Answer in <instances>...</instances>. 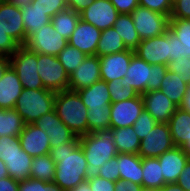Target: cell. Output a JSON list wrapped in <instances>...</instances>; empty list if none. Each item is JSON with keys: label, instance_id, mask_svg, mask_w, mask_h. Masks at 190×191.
Listing matches in <instances>:
<instances>
[{"label": "cell", "instance_id": "6f0895ef", "mask_svg": "<svg viewBox=\"0 0 190 191\" xmlns=\"http://www.w3.org/2000/svg\"><path fill=\"white\" fill-rule=\"evenodd\" d=\"M10 67V59L7 55L0 56V79L3 77L6 70Z\"/></svg>", "mask_w": 190, "mask_h": 191}, {"label": "cell", "instance_id": "277c9868", "mask_svg": "<svg viewBox=\"0 0 190 191\" xmlns=\"http://www.w3.org/2000/svg\"><path fill=\"white\" fill-rule=\"evenodd\" d=\"M167 70V65L148 64L135 54L121 83L126 87H133L142 95L147 91L159 90Z\"/></svg>", "mask_w": 190, "mask_h": 191}, {"label": "cell", "instance_id": "6da1fadb", "mask_svg": "<svg viewBox=\"0 0 190 191\" xmlns=\"http://www.w3.org/2000/svg\"><path fill=\"white\" fill-rule=\"evenodd\" d=\"M49 154L56 163L54 184L68 191L86 181L88 164L79 144V136L65 145L52 147Z\"/></svg>", "mask_w": 190, "mask_h": 191}, {"label": "cell", "instance_id": "8fae6325", "mask_svg": "<svg viewBox=\"0 0 190 191\" xmlns=\"http://www.w3.org/2000/svg\"><path fill=\"white\" fill-rule=\"evenodd\" d=\"M148 64L167 65L170 62V30L150 39H143L134 50Z\"/></svg>", "mask_w": 190, "mask_h": 191}, {"label": "cell", "instance_id": "2e32d148", "mask_svg": "<svg viewBox=\"0 0 190 191\" xmlns=\"http://www.w3.org/2000/svg\"><path fill=\"white\" fill-rule=\"evenodd\" d=\"M141 96L144 109L151 114L157 123H168L178 108L161 90L147 91Z\"/></svg>", "mask_w": 190, "mask_h": 191}, {"label": "cell", "instance_id": "ffe728a7", "mask_svg": "<svg viewBox=\"0 0 190 191\" xmlns=\"http://www.w3.org/2000/svg\"><path fill=\"white\" fill-rule=\"evenodd\" d=\"M101 30L79 19L75 30L68 39V44L88 55H96V48L101 37Z\"/></svg>", "mask_w": 190, "mask_h": 191}, {"label": "cell", "instance_id": "9c48e42d", "mask_svg": "<svg viewBox=\"0 0 190 191\" xmlns=\"http://www.w3.org/2000/svg\"><path fill=\"white\" fill-rule=\"evenodd\" d=\"M68 44V40L59 34L52 23L42 27L26 41L25 47L37 54L57 56Z\"/></svg>", "mask_w": 190, "mask_h": 191}, {"label": "cell", "instance_id": "7dc6e473", "mask_svg": "<svg viewBox=\"0 0 190 191\" xmlns=\"http://www.w3.org/2000/svg\"><path fill=\"white\" fill-rule=\"evenodd\" d=\"M170 18L190 19V0H173Z\"/></svg>", "mask_w": 190, "mask_h": 191}, {"label": "cell", "instance_id": "4316f807", "mask_svg": "<svg viewBox=\"0 0 190 191\" xmlns=\"http://www.w3.org/2000/svg\"><path fill=\"white\" fill-rule=\"evenodd\" d=\"M187 87L188 84L182 81V78L177 73L167 70L159 90L179 107Z\"/></svg>", "mask_w": 190, "mask_h": 191}, {"label": "cell", "instance_id": "8d00e7d4", "mask_svg": "<svg viewBox=\"0 0 190 191\" xmlns=\"http://www.w3.org/2000/svg\"><path fill=\"white\" fill-rule=\"evenodd\" d=\"M87 55L80 51L78 48H74L70 44L57 55L59 62L63 65L66 73L70 75L73 73L80 64L85 60Z\"/></svg>", "mask_w": 190, "mask_h": 191}, {"label": "cell", "instance_id": "816d5d0a", "mask_svg": "<svg viewBox=\"0 0 190 191\" xmlns=\"http://www.w3.org/2000/svg\"><path fill=\"white\" fill-rule=\"evenodd\" d=\"M18 191H44V181L31 178L20 181Z\"/></svg>", "mask_w": 190, "mask_h": 191}, {"label": "cell", "instance_id": "9f6ffc18", "mask_svg": "<svg viewBox=\"0 0 190 191\" xmlns=\"http://www.w3.org/2000/svg\"><path fill=\"white\" fill-rule=\"evenodd\" d=\"M19 182L7 176L0 179V191H18Z\"/></svg>", "mask_w": 190, "mask_h": 191}, {"label": "cell", "instance_id": "30bf717a", "mask_svg": "<svg viewBox=\"0 0 190 191\" xmlns=\"http://www.w3.org/2000/svg\"><path fill=\"white\" fill-rule=\"evenodd\" d=\"M168 123H157L140 142L138 154L142 158H158L174 147Z\"/></svg>", "mask_w": 190, "mask_h": 191}, {"label": "cell", "instance_id": "5b68a950", "mask_svg": "<svg viewBox=\"0 0 190 191\" xmlns=\"http://www.w3.org/2000/svg\"><path fill=\"white\" fill-rule=\"evenodd\" d=\"M56 92L48 89L23 88L14 109L25 124H33L42 115L54 110Z\"/></svg>", "mask_w": 190, "mask_h": 191}, {"label": "cell", "instance_id": "6125c7cd", "mask_svg": "<svg viewBox=\"0 0 190 191\" xmlns=\"http://www.w3.org/2000/svg\"><path fill=\"white\" fill-rule=\"evenodd\" d=\"M11 4L16 5L17 7L23 8L28 4H31L33 0H5Z\"/></svg>", "mask_w": 190, "mask_h": 191}, {"label": "cell", "instance_id": "d6a6232c", "mask_svg": "<svg viewBox=\"0 0 190 191\" xmlns=\"http://www.w3.org/2000/svg\"><path fill=\"white\" fill-rule=\"evenodd\" d=\"M56 163L50 154L33 157L30 169V178L45 182H53Z\"/></svg>", "mask_w": 190, "mask_h": 191}, {"label": "cell", "instance_id": "52a82bcc", "mask_svg": "<svg viewBox=\"0 0 190 191\" xmlns=\"http://www.w3.org/2000/svg\"><path fill=\"white\" fill-rule=\"evenodd\" d=\"M37 70L45 89L54 92L69 90V75L57 56L37 54Z\"/></svg>", "mask_w": 190, "mask_h": 191}, {"label": "cell", "instance_id": "7a4b0ae2", "mask_svg": "<svg viewBox=\"0 0 190 191\" xmlns=\"http://www.w3.org/2000/svg\"><path fill=\"white\" fill-rule=\"evenodd\" d=\"M79 144L82 147L88 164L86 180L98 177L100 166L118 154L110 130L80 136Z\"/></svg>", "mask_w": 190, "mask_h": 191}, {"label": "cell", "instance_id": "91938a15", "mask_svg": "<svg viewBox=\"0 0 190 191\" xmlns=\"http://www.w3.org/2000/svg\"><path fill=\"white\" fill-rule=\"evenodd\" d=\"M159 191H185L178 183H167Z\"/></svg>", "mask_w": 190, "mask_h": 191}, {"label": "cell", "instance_id": "db71d44e", "mask_svg": "<svg viewBox=\"0 0 190 191\" xmlns=\"http://www.w3.org/2000/svg\"><path fill=\"white\" fill-rule=\"evenodd\" d=\"M93 2L94 0H66L67 8L76 13L82 12Z\"/></svg>", "mask_w": 190, "mask_h": 191}, {"label": "cell", "instance_id": "e575fe53", "mask_svg": "<svg viewBox=\"0 0 190 191\" xmlns=\"http://www.w3.org/2000/svg\"><path fill=\"white\" fill-rule=\"evenodd\" d=\"M79 19V13L67 8L53 16L51 23L53 28L68 40L75 30Z\"/></svg>", "mask_w": 190, "mask_h": 191}, {"label": "cell", "instance_id": "5bb4252c", "mask_svg": "<svg viewBox=\"0 0 190 191\" xmlns=\"http://www.w3.org/2000/svg\"><path fill=\"white\" fill-rule=\"evenodd\" d=\"M0 27L20 46L26 43V32L20 7L0 0Z\"/></svg>", "mask_w": 190, "mask_h": 191}, {"label": "cell", "instance_id": "f5cc1de1", "mask_svg": "<svg viewBox=\"0 0 190 191\" xmlns=\"http://www.w3.org/2000/svg\"><path fill=\"white\" fill-rule=\"evenodd\" d=\"M177 183L185 190L190 191V159L185 164Z\"/></svg>", "mask_w": 190, "mask_h": 191}, {"label": "cell", "instance_id": "4dcf8cb0", "mask_svg": "<svg viewBox=\"0 0 190 191\" xmlns=\"http://www.w3.org/2000/svg\"><path fill=\"white\" fill-rule=\"evenodd\" d=\"M127 50L120 35L114 27L101 32V37L97 44L96 55L102 57Z\"/></svg>", "mask_w": 190, "mask_h": 191}, {"label": "cell", "instance_id": "11a10c76", "mask_svg": "<svg viewBox=\"0 0 190 191\" xmlns=\"http://www.w3.org/2000/svg\"><path fill=\"white\" fill-rule=\"evenodd\" d=\"M142 185L135 184L131 181H116L114 191H143Z\"/></svg>", "mask_w": 190, "mask_h": 191}, {"label": "cell", "instance_id": "836d02e7", "mask_svg": "<svg viewBox=\"0 0 190 191\" xmlns=\"http://www.w3.org/2000/svg\"><path fill=\"white\" fill-rule=\"evenodd\" d=\"M25 127V122L17 111L0 109V136H19Z\"/></svg>", "mask_w": 190, "mask_h": 191}, {"label": "cell", "instance_id": "d4e9b609", "mask_svg": "<svg viewBox=\"0 0 190 191\" xmlns=\"http://www.w3.org/2000/svg\"><path fill=\"white\" fill-rule=\"evenodd\" d=\"M168 124L174 145L182 147L190 138V113L178 107Z\"/></svg>", "mask_w": 190, "mask_h": 191}, {"label": "cell", "instance_id": "e0dca14e", "mask_svg": "<svg viewBox=\"0 0 190 191\" xmlns=\"http://www.w3.org/2000/svg\"><path fill=\"white\" fill-rule=\"evenodd\" d=\"M134 55V50L127 49L119 53L99 57L101 80L110 82L114 79H122Z\"/></svg>", "mask_w": 190, "mask_h": 191}, {"label": "cell", "instance_id": "d6986e66", "mask_svg": "<svg viewBox=\"0 0 190 191\" xmlns=\"http://www.w3.org/2000/svg\"><path fill=\"white\" fill-rule=\"evenodd\" d=\"M21 148L31 157L42 156L50 153V138L34 124H25L18 136Z\"/></svg>", "mask_w": 190, "mask_h": 191}, {"label": "cell", "instance_id": "484cf974", "mask_svg": "<svg viewBox=\"0 0 190 191\" xmlns=\"http://www.w3.org/2000/svg\"><path fill=\"white\" fill-rule=\"evenodd\" d=\"M118 153L138 154L141 140L133 130V126L110 128Z\"/></svg>", "mask_w": 190, "mask_h": 191}, {"label": "cell", "instance_id": "44dd1931", "mask_svg": "<svg viewBox=\"0 0 190 191\" xmlns=\"http://www.w3.org/2000/svg\"><path fill=\"white\" fill-rule=\"evenodd\" d=\"M187 153L178 146L164 152L158 157L164 183H177L179 176L189 160Z\"/></svg>", "mask_w": 190, "mask_h": 191}, {"label": "cell", "instance_id": "7402d4cb", "mask_svg": "<svg viewBox=\"0 0 190 191\" xmlns=\"http://www.w3.org/2000/svg\"><path fill=\"white\" fill-rule=\"evenodd\" d=\"M22 90L20 79L10 66L0 79V109L14 108Z\"/></svg>", "mask_w": 190, "mask_h": 191}, {"label": "cell", "instance_id": "03108f58", "mask_svg": "<svg viewBox=\"0 0 190 191\" xmlns=\"http://www.w3.org/2000/svg\"><path fill=\"white\" fill-rule=\"evenodd\" d=\"M190 158V138L186 141V143L181 147Z\"/></svg>", "mask_w": 190, "mask_h": 191}, {"label": "cell", "instance_id": "f546056e", "mask_svg": "<svg viewBox=\"0 0 190 191\" xmlns=\"http://www.w3.org/2000/svg\"><path fill=\"white\" fill-rule=\"evenodd\" d=\"M142 168L143 188L159 190L163 185H165L161 165L158 158H142Z\"/></svg>", "mask_w": 190, "mask_h": 191}, {"label": "cell", "instance_id": "ab89813d", "mask_svg": "<svg viewBox=\"0 0 190 191\" xmlns=\"http://www.w3.org/2000/svg\"><path fill=\"white\" fill-rule=\"evenodd\" d=\"M21 149L18 136H0V159L4 163L8 158L18 154Z\"/></svg>", "mask_w": 190, "mask_h": 191}, {"label": "cell", "instance_id": "d590c367", "mask_svg": "<svg viewBox=\"0 0 190 191\" xmlns=\"http://www.w3.org/2000/svg\"><path fill=\"white\" fill-rule=\"evenodd\" d=\"M111 105L103 108L88 109V133L102 132L110 130Z\"/></svg>", "mask_w": 190, "mask_h": 191}, {"label": "cell", "instance_id": "f35d334b", "mask_svg": "<svg viewBox=\"0 0 190 191\" xmlns=\"http://www.w3.org/2000/svg\"><path fill=\"white\" fill-rule=\"evenodd\" d=\"M111 103L128 100L136 97L138 93L133 87H126L121 83V79H114L107 82Z\"/></svg>", "mask_w": 190, "mask_h": 191}, {"label": "cell", "instance_id": "94428289", "mask_svg": "<svg viewBox=\"0 0 190 191\" xmlns=\"http://www.w3.org/2000/svg\"><path fill=\"white\" fill-rule=\"evenodd\" d=\"M44 191H64L59 185L53 182L44 181Z\"/></svg>", "mask_w": 190, "mask_h": 191}, {"label": "cell", "instance_id": "e7e4bbea", "mask_svg": "<svg viewBox=\"0 0 190 191\" xmlns=\"http://www.w3.org/2000/svg\"><path fill=\"white\" fill-rule=\"evenodd\" d=\"M9 176L5 163L0 159V179Z\"/></svg>", "mask_w": 190, "mask_h": 191}, {"label": "cell", "instance_id": "83f0119b", "mask_svg": "<svg viewBox=\"0 0 190 191\" xmlns=\"http://www.w3.org/2000/svg\"><path fill=\"white\" fill-rule=\"evenodd\" d=\"M32 160L33 157L28 155L23 149L19 150L18 154L8 158L5 165L9 177L18 182L29 179Z\"/></svg>", "mask_w": 190, "mask_h": 191}, {"label": "cell", "instance_id": "4fadbf2b", "mask_svg": "<svg viewBox=\"0 0 190 191\" xmlns=\"http://www.w3.org/2000/svg\"><path fill=\"white\" fill-rule=\"evenodd\" d=\"M143 110L144 102L139 94L132 99L111 103L110 128L133 126Z\"/></svg>", "mask_w": 190, "mask_h": 191}, {"label": "cell", "instance_id": "b9f144b4", "mask_svg": "<svg viewBox=\"0 0 190 191\" xmlns=\"http://www.w3.org/2000/svg\"><path fill=\"white\" fill-rule=\"evenodd\" d=\"M169 71L177 73L182 78V81L190 85V57H180L173 59L167 64Z\"/></svg>", "mask_w": 190, "mask_h": 191}, {"label": "cell", "instance_id": "7bdbcfd3", "mask_svg": "<svg viewBox=\"0 0 190 191\" xmlns=\"http://www.w3.org/2000/svg\"><path fill=\"white\" fill-rule=\"evenodd\" d=\"M31 4L33 7L46 12L50 18L67 9L66 0H33Z\"/></svg>", "mask_w": 190, "mask_h": 191}, {"label": "cell", "instance_id": "ac0fdd59", "mask_svg": "<svg viewBox=\"0 0 190 191\" xmlns=\"http://www.w3.org/2000/svg\"><path fill=\"white\" fill-rule=\"evenodd\" d=\"M99 80H101L99 57L88 55L78 69L69 75V90L78 91Z\"/></svg>", "mask_w": 190, "mask_h": 191}, {"label": "cell", "instance_id": "f907efd6", "mask_svg": "<svg viewBox=\"0 0 190 191\" xmlns=\"http://www.w3.org/2000/svg\"><path fill=\"white\" fill-rule=\"evenodd\" d=\"M183 44L178 38L170 31V62L173 59L183 57L184 55Z\"/></svg>", "mask_w": 190, "mask_h": 191}, {"label": "cell", "instance_id": "681fc988", "mask_svg": "<svg viewBox=\"0 0 190 191\" xmlns=\"http://www.w3.org/2000/svg\"><path fill=\"white\" fill-rule=\"evenodd\" d=\"M119 14H131L139 5V0H110Z\"/></svg>", "mask_w": 190, "mask_h": 191}, {"label": "cell", "instance_id": "f1b7e54d", "mask_svg": "<svg viewBox=\"0 0 190 191\" xmlns=\"http://www.w3.org/2000/svg\"><path fill=\"white\" fill-rule=\"evenodd\" d=\"M113 27L120 35L127 49L135 50L142 41L134 27L131 14H119Z\"/></svg>", "mask_w": 190, "mask_h": 191}, {"label": "cell", "instance_id": "1f68e13d", "mask_svg": "<svg viewBox=\"0 0 190 191\" xmlns=\"http://www.w3.org/2000/svg\"><path fill=\"white\" fill-rule=\"evenodd\" d=\"M21 11L26 32V41L32 34L39 30L42 25H47L51 22V18L46 14V12L33 7L32 4H28L21 8Z\"/></svg>", "mask_w": 190, "mask_h": 191}, {"label": "cell", "instance_id": "c3c4849f", "mask_svg": "<svg viewBox=\"0 0 190 191\" xmlns=\"http://www.w3.org/2000/svg\"><path fill=\"white\" fill-rule=\"evenodd\" d=\"M91 191H114L115 182L101 177H94L87 180Z\"/></svg>", "mask_w": 190, "mask_h": 191}, {"label": "cell", "instance_id": "60d3db41", "mask_svg": "<svg viewBox=\"0 0 190 191\" xmlns=\"http://www.w3.org/2000/svg\"><path fill=\"white\" fill-rule=\"evenodd\" d=\"M156 124V120L144 109L134 122L133 130L139 139L142 140L155 127Z\"/></svg>", "mask_w": 190, "mask_h": 191}, {"label": "cell", "instance_id": "bcb514c9", "mask_svg": "<svg viewBox=\"0 0 190 191\" xmlns=\"http://www.w3.org/2000/svg\"><path fill=\"white\" fill-rule=\"evenodd\" d=\"M19 44L0 27V52L3 55L11 56Z\"/></svg>", "mask_w": 190, "mask_h": 191}, {"label": "cell", "instance_id": "ee69618b", "mask_svg": "<svg viewBox=\"0 0 190 191\" xmlns=\"http://www.w3.org/2000/svg\"><path fill=\"white\" fill-rule=\"evenodd\" d=\"M139 6L159 12L170 18L173 9V0H139Z\"/></svg>", "mask_w": 190, "mask_h": 191}, {"label": "cell", "instance_id": "7c38bea8", "mask_svg": "<svg viewBox=\"0 0 190 191\" xmlns=\"http://www.w3.org/2000/svg\"><path fill=\"white\" fill-rule=\"evenodd\" d=\"M79 15L81 20L103 31L114 26L119 13L110 0H94Z\"/></svg>", "mask_w": 190, "mask_h": 191}, {"label": "cell", "instance_id": "74e56055", "mask_svg": "<svg viewBox=\"0 0 190 191\" xmlns=\"http://www.w3.org/2000/svg\"><path fill=\"white\" fill-rule=\"evenodd\" d=\"M169 30L183 44V55L190 57V19L170 18Z\"/></svg>", "mask_w": 190, "mask_h": 191}, {"label": "cell", "instance_id": "3957f363", "mask_svg": "<svg viewBox=\"0 0 190 191\" xmlns=\"http://www.w3.org/2000/svg\"><path fill=\"white\" fill-rule=\"evenodd\" d=\"M54 110L62 122L76 136L88 134V109L77 91L64 90L56 92Z\"/></svg>", "mask_w": 190, "mask_h": 191}, {"label": "cell", "instance_id": "8992f818", "mask_svg": "<svg viewBox=\"0 0 190 191\" xmlns=\"http://www.w3.org/2000/svg\"><path fill=\"white\" fill-rule=\"evenodd\" d=\"M10 66L18 75L23 88L45 89L37 70V53L24 45L9 56Z\"/></svg>", "mask_w": 190, "mask_h": 191}, {"label": "cell", "instance_id": "cb8c5ba5", "mask_svg": "<svg viewBox=\"0 0 190 191\" xmlns=\"http://www.w3.org/2000/svg\"><path fill=\"white\" fill-rule=\"evenodd\" d=\"M82 98L87 109L103 108L105 105H111V98L107 82L99 80L89 87L77 91Z\"/></svg>", "mask_w": 190, "mask_h": 191}, {"label": "cell", "instance_id": "603a6c76", "mask_svg": "<svg viewBox=\"0 0 190 191\" xmlns=\"http://www.w3.org/2000/svg\"><path fill=\"white\" fill-rule=\"evenodd\" d=\"M118 169L121 181L142 185V157L139 154L118 153Z\"/></svg>", "mask_w": 190, "mask_h": 191}, {"label": "cell", "instance_id": "680465c9", "mask_svg": "<svg viewBox=\"0 0 190 191\" xmlns=\"http://www.w3.org/2000/svg\"><path fill=\"white\" fill-rule=\"evenodd\" d=\"M179 107L190 113V85H188L185 96L183 97Z\"/></svg>", "mask_w": 190, "mask_h": 191}, {"label": "cell", "instance_id": "f6af8a7d", "mask_svg": "<svg viewBox=\"0 0 190 191\" xmlns=\"http://www.w3.org/2000/svg\"><path fill=\"white\" fill-rule=\"evenodd\" d=\"M99 177L105 178L110 181H119L120 173L118 169V154L111 158L104 165L100 166Z\"/></svg>", "mask_w": 190, "mask_h": 191}, {"label": "cell", "instance_id": "9a60e30c", "mask_svg": "<svg viewBox=\"0 0 190 191\" xmlns=\"http://www.w3.org/2000/svg\"><path fill=\"white\" fill-rule=\"evenodd\" d=\"M33 124L47 133L50 138V148L59 144L65 145L76 137V134L57 116L55 110L42 115Z\"/></svg>", "mask_w": 190, "mask_h": 191}, {"label": "cell", "instance_id": "ba28073f", "mask_svg": "<svg viewBox=\"0 0 190 191\" xmlns=\"http://www.w3.org/2000/svg\"><path fill=\"white\" fill-rule=\"evenodd\" d=\"M131 16L141 40L154 38L169 30L170 18L159 12L138 5Z\"/></svg>", "mask_w": 190, "mask_h": 191}, {"label": "cell", "instance_id": "003e7915", "mask_svg": "<svg viewBox=\"0 0 190 191\" xmlns=\"http://www.w3.org/2000/svg\"><path fill=\"white\" fill-rule=\"evenodd\" d=\"M143 191H159V190H156V189H143Z\"/></svg>", "mask_w": 190, "mask_h": 191}, {"label": "cell", "instance_id": "be15d7a7", "mask_svg": "<svg viewBox=\"0 0 190 191\" xmlns=\"http://www.w3.org/2000/svg\"><path fill=\"white\" fill-rule=\"evenodd\" d=\"M68 191H91V189H90V185H89L88 181L86 180L83 183H81L80 185H78Z\"/></svg>", "mask_w": 190, "mask_h": 191}]
</instances>
